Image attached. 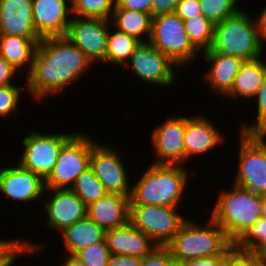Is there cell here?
Listing matches in <instances>:
<instances>
[{
  "mask_svg": "<svg viewBox=\"0 0 266 266\" xmlns=\"http://www.w3.org/2000/svg\"><path fill=\"white\" fill-rule=\"evenodd\" d=\"M93 65L65 36L42 38L26 79V90L37 102L63 91Z\"/></svg>",
  "mask_w": 266,
  "mask_h": 266,
  "instance_id": "cell-1",
  "label": "cell"
},
{
  "mask_svg": "<svg viewBox=\"0 0 266 266\" xmlns=\"http://www.w3.org/2000/svg\"><path fill=\"white\" fill-rule=\"evenodd\" d=\"M182 165L152 163L131 186L130 205L178 207L188 188L190 171Z\"/></svg>",
  "mask_w": 266,
  "mask_h": 266,
  "instance_id": "cell-2",
  "label": "cell"
},
{
  "mask_svg": "<svg viewBox=\"0 0 266 266\" xmlns=\"http://www.w3.org/2000/svg\"><path fill=\"white\" fill-rule=\"evenodd\" d=\"M263 47L257 18L240 9L214 25L212 45L207 51L251 61L263 56Z\"/></svg>",
  "mask_w": 266,
  "mask_h": 266,
  "instance_id": "cell-3",
  "label": "cell"
},
{
  "mask_svg": "<svg viewBox=\"0 0 266 266\" xmlns=\"http://www.w3.org/2000/svg\"><path fill=\"white\" fill-rule=\"evenodd\" d=\"M231 187V188H230ZM222 190L210 217L218 223L227 237L235 243L262 217V195L232 183Z\"/></svg>",
  "mask_w": 266,
  "mask_h": 266,
  "instance_id": "cell-4",
  "label": "cell"
},
{
  "mask_svg": "<svg viewBox=\"0 0 266 266\" xmlns=\"http://www.w3.org/2000/svg\"><path fill=\"white\" fill-rule=\"evenodd\" d=\"M207 223L202 226L189 219L183 223L166 245L175 263L208 256H226L234 247L216 221L210 217Z\"/></svg>",
  "mask_w": 266,
  "mask_h": 266,
  "instance_id": "cell-5",
  "label": "cell"
},
{
  "mask_svg": "<svg viewBox=\"0 0 266 266\" xmlns=\"http://www.w3.org/2000/svg\"><path fill=\"white\" fill-rule=\"evenodd\" d=\"M149 42L178 68L196 59L199 51L192 45L183 20L176 13L152 18Z\"/></svg>",
  "mask_w": 266,
  "mask_h": 266,
  "instance_id": "cell-6",
  "label": "cell"
},
{
  "mask_svg": "<svg viewBox=\"0 0 266 266\" xmlns=\"http://www.w3.org/2000/svg\"><path fill=\"white\" fill-rule=\"evenodd\" d=\"M90 136L76 132L61 148L53 171L45 180V188L70 189L77 177L90 167Z\"/></svg>",
  "mask_w": 266,
  "mask_h": 266,
  "instance_id": "cell-7",
  "label": "cell"
},
{
  "mask_svg": "<svg viewBox=\"0 0 266 266\" xmlns=\"http://www.w3.org/2000/svg\"><path fill=\"white\" fill-rule=\"evenodd\" d=\"M177 208L130 205L129 222L146 234L157 246H166L187 220L178 213Z\"/></svg>",
  "mask_w": 266,
  "mask_h": 266,
  "instance_id": "cell-8",
  "label": "cell"
},
{
  "mask_svg": "<svg viewBox=\"0 0 266 266\" xmlns=\"http://www.w3.org/2000/svg\"><path fill=\"white\" fill-rule=\"evenodd\" d=\"M75 133L44 134L32 130L22 139L24 150L17 163L45 181L53 171L62 146Z\"/></svg>",
  "mask_w": 266,
  "mask_h": 266,
  "instance_id": "cell-9",
  "label": "cell"
},
{
  "mask_svg": "<svg viewBox=\"0 0 266 266\" xmlns=\"http://www.w3.org/2000/svg\"><path fill=\"white\" fill-rule=\"evenodd\" d=\"M239 134L238 169L233 184L256 194H266V148L251 134Z\"/></svg>",
  "mask_w": 266,
  "mask_h": 266,
  "instance_id": "cell-10",
  "label": "cell"
},
{
  "mask_svg": "<svg viewBox=\"0 0 266 266\" xmlns=\"http://www.w3.org/2000/svg\"><path fill=\"white\" fill-rule=\"evenodd\" d=\"M110 25V26H109ZM111 20L71 16L65 37L91 61H104Z\"/></svg>",
  "mask_w": 266,
  "mask_h": 266,
  "instance_id": "cell-11",
  "label": "cell"
},
{
  "mask_svg": "<svg viewBox=\"0 0 266 266\" xmlns=\"http://www.w3.org/2000/svg\"><path fill=\"white\" fill-rule=\"evenodd\" d=\"M127 65L148 85L171 87L176 84L174 69L178 67L150 42H141L124 67Z\"/></svg>",
  "mask_w": 266,
  "mask_h": 266,
  "instance_id": "cell-12",
  "label": "cell"
},
{
  "mask_svg": "<svg viewBox=\"0 0 266 266\" xmlns=\"http://www.w3.org/2000/svg\"><path fill=\"white\" fill-rule=\"evenodd\" d=\"M95 142L91 147L90 168L108 193L130 196L131 187L122 155L108 144Z\"/></svg>",
  "mask_w": 266,
  "mask_h": 266,
  "instance_id": "cell-13",
  "label": "cell"
},
{
  "mask_svg": "<svg viewBox=\"0 0 266 266\" xmlns=\"http://www.w3.org/2000/svg\"><path fill=\"white\" fill-rule=\"evenodd\" d=\"M185 125L186 117L172 116L155 126L151 133V144L157 157L154 164L184 165Z\"/></svg>",
  "mask_w": 266,
  "mask_h": 266,
  "instance_id": "cell-14",
  "label": "cell"
},
{
  "mask_svg": "<svg viewBox=\"0 0 266 266\" xmlns=\"http://www.w3.org/2000/svg\"><path fill=\"white\" fill-rule=\"evenodd\" d=\"M48 193L51 195L44 201L43 207L47 215L45 223L50 230L59 233L87 216L86 204L71 189L45 188L44 194Z\"/></svg>",
  "mask_w": 266,
  "mask_h": 266,
  "instance_id": "cell-15",
  "label": "cell"
},
{
  "mask_svg": "<svg viewBox=\"0 0 266 266\" xmlns=\"http://www.w3.org/2000/svg\"><path fill=\"white\" fill-rule=\"evenodd\" d=\"M44 191L45 181L18 163L0 168V192L11 200L31 203L42 199Z\"/></svg>",
  "mask_w": 266,
  "mask_h": 266,
  "instance_id": "cell-16",
  "label": "cell"
},
{
  "mask_svg": "<svg viewBox=\"0 0 266 266\" xmlns=\"http://www.w3.org/2000/svg\"><path fill=\"white\" fill-rule=\"evenodd\" d=\"M33 23L41 38L65 36L71 20L70 0H32Z\"/></svg>",
  "mask_w": 266,
  "mask_h": 266,
  "instance_id": "cell-17",
  "label": "cell"
},
{
  "mask_svg": "<svg viewBox=\"0 0 266 266\" xmlns=\"http://www.w3.org/2000/svg\"><path fill=\"white\" fill-rule=\"evenodd\" d=\"M0 35L42 40L33 23L32 0H0Z\"/></svg>",
  "mask_w": 266,
  "mask_h": 266,
  "instance_id": "cell-18",
  "label": "cell"
},
{
  "mask_svg": "<svg viewBox=\"0 0 266 266\" xmlns=\"http://www.w3.org/2000/svg\"><path fill=\"white\" fill-rule=\"evenodd\" d=\"M218 129L205 116L186 117L185 162L192 156H200L211 151V149L213 150L220 143L222 144L225 138Z\"/></svg>",
  "mask_w": 266,
  "mask_h": 266,
  "instance_id": "cell-19",
  "label": "cell"
},
{
  "mask_svg": "<svg viewBox=\"0 0 266 266\" xmlns=\"http://www.w3.org/2000/svg\"><path fill=\"white\" fill-rule=\"evenodd\" d=\"M129 196L107 193L87 206V216L104 231L124 226L129 222Z\"/></svg>",
  "mask_w": 266,
  "mask_h": 266,
  "instance_id": "cell-20",
  "label": "cell"
},
{
  "mask_svg": "<svg viewBox=\"0 0 266 266\" xmlns=\"http://www.w3.org/2000/svg\"><path fill=\"white\" fill-rule=\"evenodd\" d=\"M105 241L111 255L144 257L157 245L130 222L124 226L105 231Z\"/></svg>",
  "mask_w": 266,
  "mask_h": 266,
  "instance_id": "cell-21",
  "label": "cell"
},
{
  "mask_svg": "<svg viewBox=\"0 0 266 266\" xmlns=\"http://www.w3.org/2000/svg\"><path fill=\"white\" fill-rule=\"evenodd\" d=\"M203 57L210 68L204 73V78L209 83L212 91L226 96L232 89L235 77L244 63L237 56L218 54L215 51H204Z\"/></svg>",
  "mask_w": 266,
  "mask_h": 266,
  "instance_id": "cell-22",
  "label": "cell"
},
{
  "mask_svg": "<svg viewBox=\"0 0 266 266\" xmlns=\"http://www.w3.org/2000/svg\"><path fill=\"white\" fill-rule=\"evenodd\" d=\"M59 234L67 255H74L79 250L101 242L105 238V231L88 216L64 228Z\"/></svg>",
  "mask_w": 266,
  "mask_h": 266,
  "instance_id": "cell-23",
  "label": "cell"
},
{
  "mask_svg": "<svg viewBox=\"0 0 266 266\" xmlns=\"http://www.w3.org/2000/svg\"><path fill=\"white\" fill-rule=\"evenodd\" d=\"M40 42L18 35H0V56L16 71L28 66V75L33 66L36 47Z\"/></svg>",
  "mask_w": 266,
  "mask_h": 266,
  "instance_id": "cell-24",
  "label": "cell"
},
{
  "mask_svg": "<svg viewBox=\"0 0 266 266\" xmlns=\"http://www.w3.org/2000/svg\"><path fill=\"white\" fill-rule=\"evenodd\" d=\"M263 59L244 61L235 77L231 91L225 97L253 100L266 75V60Z\"/></svg>",
  "mask_w": 266,
  "mask_h": 266,
  "instance_id": "cell-25",
  "label": "cell"
},
{
  "mask_svg": "<svg viewBox=\"0 0 266 266\" xmlns=\"http://www.w3.org/2000/svg\"><path fill=\"white\" fill-rule=\"evenodd\" d=\"M110 20L112 28H117L140 42H149L152 27L151 14L122 9L115 5ZM146 37L148 38L147 40Z\"/></svg>",
  "mask_w": 266,
  "mask_h": 266,
  "instance_id": "cell-26",
  "label": "cell"
},
{
  "mask_svg": "<svg viewBox=\"0 0 266 266\" xmlns=\"http://www.w3.org/2000/svg\"><path fill=\"white\" fill-rule=\"evenodd\" d=\"M115 30L114 32L109 30L106 55L103 63L108 62L123 67L141 42L117 28Z\"/></svg>",
  "mask_w": 266,
  "mask_h": 266,
  "instance_id": "cell-27",
  "label": "cell"
},
{
  "mask_svg": "<svg viewBox=\"0 0 266 266\" xmlns=\"http://www.w3.org/2000/svg\"><path fill=\"white\" fill-rule=\"evenodd\" d=\"M183 22L192 45L199 52L209 50L213 41L214 25L203 15L184 20Z\"/></svg>",
  "mask_w": 266,
  "mask_h": 266,
  "instance_id": "cell-28",
  "label": "cell"
},
{
  "mask_svg": "<svg viewBox=\"0 0 266 266\" xmlns=\"http://www.w3.org/2000/svg\"><path fill=\"white\" fill-rule=\"evenodd\" d=\"M70 189L78 195L86 206L98 201L108 193L90 167L77 177Z\"/></svg>",
  "mask_w": 266,
  "mask_h": 266,
  "instance_id": "cell-29",
  "label": "cell"
},
{
  "mask_svg": "<svg viewBox=\"0 0 266 266\" xmlns=\"http://www.w3.org/2000/svg\"><path fill=\"white\" fill-rule=\"evenodd\" d=\"M72 15L110 20L116 0H70Z\"/></svg>",
  "mask_w": 266,
  "mask_h": 266,
  "instance_id": "cell-30",
  "label": "cell"
},
{
  "mask_svg": "<svg viewBox=\"0 0 266 266\" xmlns=\"http://www.w3.org/2000/svg\"><path fill=\"white\" fill-rule=\"evenodd\" d=\"M242 251L259 254L266 247V219L259 218L235 243Z\"/></svg>",
  "mask_w": 266,
  "mask_h": 266,
  "instance_id": "cell-31",
  "label": "cell"
},
{
  "mask_svg": "<svg viewBox=\"0 0 266 266\" xmlns=\"http://www.w3.org/2000/svg\"><path fill=\"white\" fill-rule=\"evenodd\" d=\"M237 2L238 0H199L202 15L213 25L237 13L240 9L236 6Z\"/></svg>",
  "mask_w": 266,
  "mask_h": 266,
  "instance_id": "cell-32",
  "label": "cell"
},
{
  "mask_svg": "<svg viewBox=\"0 0 266 266\" xmlns=\"http://www.w3.org/2000/svg\"><path fill=\"white\" fill-rule=\"evenodd\" d=\"M22 239V240H21ZM41 247V248H40ZM39 244L31 243L23 238H14L0 251V266H12L21 255L33 254L42 249Z\"/></svg>",
  "mask_w": 266,
  "mask_h": 266,
  "instance_id": "cell-33",
  "label": "cell"
},
{
  "mask_svg": "<svg viewBox=\"0 0 266 266\" xmlns=\"http://www.w3.org/2000/svg\"><path fill=\"white\" fill-rule=\"evenodd\" d=\"M25 86H16L9 84L0 86V118L8 119L9 116L15 115L18 112L21 94Z\"/></svg>",
  "mask_w": 266,
  "mask_h": 266,
  "instance_id": "cell-34",
  "label": "cell"
},
{
  "mask_svg": "<svg viewBox=\"0 0 266 266\" xmlns=\"http://www.w3.org/2000/svg\"><path fill=\"white\" fill-rule=\"evenodd\" d=\"M86 266H107L111 253L109 252L105 238L94 245L81 249L74 254Z\"/></svg>",
  "mask_w": 266,
  "mask_h": 266,
  "instance_id": "cell-35",
  "label": "cell"
},
{
  "mask_svg": "<svg viewBox=\"0 0 266 266\" xmlns=\"http://www.w3.org/2000/svg\"><path fill=\"white\" fill-rule=\"evenodd\" d=\"M254 98H257L255 99L257 100V119L252 123L242 121L239 127L240 129L238 130V132L240 133H253L266 129V75L263 79L261 87L257 91Z\"/></svg>",
  "mask_w": 266,
  "mask_h": 266,
  "instance_id": "cell-36",
  "label": "cell"
},
{
  "mask_svg": "<svg viewBox=\"0 0 266 266\" xmlns=\"http://www.w3.org/2000/svg\"><path fill=\"white\" fill-rule=\"evenodd\" d=\"M139 266H176V263L167 246H157L141 258Z\"/></svg>",
  "mask_w": 266,
  "mask_h": 266,
  "instance_id": "cell-37",
  "label": "cell"
},
{
  "mask_svg": "<svg viewBox=\"0 0 266 266\" xmlns=\"http://www.w3.org/2000/svg\"><path fill=\"white\" fill-rule=\"evenodd\" d=\"M261 261L259 254L237 249L228 252V266H256Z\"/></svg>",
  "mask_w": 266,
  "mask_h": 266,
  "instance_id": "cell-38",
  "label": "cell"
},
{
  "mask_svg": "<svg viewBox=\"0 0 266 266\" xmlns=\"http://www.w3.org/2000/svg\"><path fill=\"white\" fill-rule=\"evenodd\" d=\"M174 13L183 21L202 15L199 0H181Z\"/></svg>",
  "mask_w": 266,
  "mask_h": 266,
  "instance_id": "cell-39",
  "label": "cell"
},
{
  "mask_svg": "<svg viewBox=\"0 0 266 266\" xmlns=\"http://www.w3.org/2000/svg\"><path fill=\"white\" fill-rule=\"evenodd\" d=\"M180 1L181 0H152V18L163 14L174 13Z\"/></svg>",
  "mask_w": 266,
  "mask_h": 266,
  "instance_id": "cell-40",
  "label": "cell"
},
{
  "mask_svg": "<svg viewBox=\"0 0 266 266\" xmlns=\"http://www.w3.org/2000/svg\"><path fill=\"white\" fill-rule=\"evenodd\" d=\"M152 0H116L119 8L151 14Z\"/></svg>",
  "mask_w": 266,
  "mask_h": 266,
  "instance_id": "cell-41",
  "label": "cell"
},
{
  "mask_svg": "<svg viewBox=\"0 0 266 266\" xmlns=\"http://www.w3.org/2000/svg\"><path fill=\"white\" fill-rule=\"evenodd\" d=\"M225 259L226 256H208L178 262L176 266H220Z\"/></svg>",
  "mask_w": 266,
  "mask_h": 266,
  "instance_id": "cell-42",
  "label": "cell"
},
{
  "mask_svg": "<svg viewBox=\"0 0 266 266\" xmlns=\"http://www.w3.org/2000/svg\"><path fill=\"white\" fill-rule=\"evenodd\" d=\"M16 73L17 71L0 56V86L14 84L12 79H14Z\"/></svg>",
  "mask_w": 266,
  "mask_h": 266,
  "instance_id": "cell-43",
  "label": "cell"
},
{
  "mask_svg": "<svg viewBox=\"0 0 266 266\" xmlns=\"http://www.w3.org/2000/svg\"><path fill=\"white\" fill-rule=\"evenodd\" d=\"M141 257L127 255H111L107 266H139Z\"/></svg>",
  "mask_w": 266,
  "mask_h": 266,
  "instance_id": "cell-44",
  "label": "cell"
},
{
  "mask_svg": "<svg viewBox=\"0 0 266 266\" xmlns=\"http://www.w3.org/2000/svg\"><path fill=\"white\" fill-rule=\"evenodd\" d=\"M259 26L260 37L264 46L266 41V7L256 16Z\"/></svg>",
  "mask_w": 266,
  "mask_h": 266,
  "instance_id": "cell-45",
  "label": "cell"
},
{
  "mask_svg": "<svg viewBox=\"0 0 266 266\" xmlns=\"http://www.w3.org/2000/svg\"><path fill=\"white\" fill-rule=\"evenodd\" d=\"M62 265L60 266H86L81 260L74 255H64Z\"/></svg>",
  "mask_w": 266,
  "mask_h": 266,
  "instance_id": "cell-46",
  "label": "cell"
},
{
  "mask_svg": "<svg viewBox=\"0 0 266 266\" xmlns=\"http://www.w3.org/2000/svg\"><path fill=\"white\" fill-rule=\"evenodd\" d=\"M251 134L266 148V129Z\"/></svg>",
  "mask_w": 266,
  "mask_h": 266,
  "instance_id": "cell-47",
  "label": "cell"
},
{
  "mask_svg": "<svg viewBox=\"0 0 266 266\" xmlns=\"http://www.w3.org/2000/svg\"><path fill=\"white\" fill-rule=\"evenodd\" d=\"M262 217L266 219V194L262 195Z\"/></svg>",
  "mask_w": 266,
  "mask_h": 266,
  "instance_id": "cell-48",
  "label": "cell"
},
{
  "mask_svg": "<svg viewBox=\"0 0 266 266\" xmlns=\"http://www.w3.org/2000/svg\"><path fill=\"white\" fill-rule=\"evenodd\" d=\"M11 240H7V239H5V240H2V239H0V251L10 242Z\"/></svg>",
  "mask_w": 266,
  "mask_h": 266,
  "instance_id": "cell-49",
  "label": "cell"
},
{
  "mask_svg": "<svg viewBox=\"0 0 266 266\" xmlns=\"http://www.w3.org/2000/svg\"><path fill=\"white\" fill-rule=\"evenodd\" d=\"M259 256L262 261L266 262V247L259 253Z\"/></svg>",
  "mask_w": 266,
  "mask_h": 266,
  "instance_id": "cell-50",
  "label": "cell"
},
{
  "mask_svg": "<svg viewBox=\"0 0 266 266\" xmlns=\"http://www.w3.org/2000/svg\"><path fill=\"white\" fill-rule=\"evenodd\" d=\"M220 266H228V253L226 254L225 261Z\"/></svg>",
  "mask_w": 266,
  "mask_h": 266,
  "instance_id": "cell-51",
  "label": "cell"
},
{
  "mask_svg": "<svg viewBox=\"0 0 266 266\" xmlns=\"http://www.w3.org/2000/svg\"><path fill=\"white\" fill-rule=\"evenodd\" d=\"M256 266H266V262L261 260Z\"/></svg>",
  "mask_w": 266,
  "mask_h": 266,
  "instance_id": "cell-52",
  "label": "cell"
}]
</instances>
